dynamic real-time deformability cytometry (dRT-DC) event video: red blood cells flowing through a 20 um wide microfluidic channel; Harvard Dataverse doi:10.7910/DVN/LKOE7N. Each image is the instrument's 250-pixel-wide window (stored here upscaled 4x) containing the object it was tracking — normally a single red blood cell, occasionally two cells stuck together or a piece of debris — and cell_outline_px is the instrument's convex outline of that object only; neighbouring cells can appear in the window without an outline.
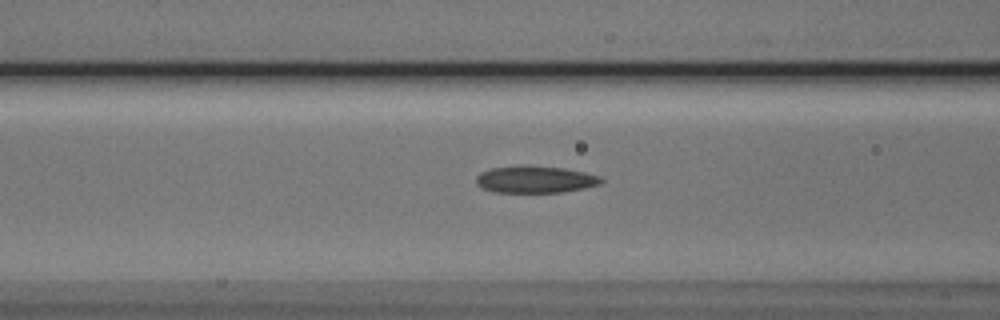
{"species": "Egyptian fruit bat (a non-hibernating species)", "species_latin": "Rousettus aegyptiacus", "temperature_condition": "cold", "stored_images_in_passage": 37, "camera_frame_rate_fps": 3000, "um_per_image_px": 0.085, "animal": {"sex": "male"}, "frame": {"image": 1, "passage_image": 5, "time_ms": 1.333, "image_size_px": [1000, 320], "cell_outline_px": [[604, 180], [600, 184], [584, 188], [560, 192], [492, 192], [476, 184], [476, 176], [480, 172], [492, 168], [520, 164], [564, 168], [584, 172], [600, 176]], "centroid_in_image_um": [45.47, 15.23], "position_along_channel_um": 121.1, "area_um2": 19.83}}
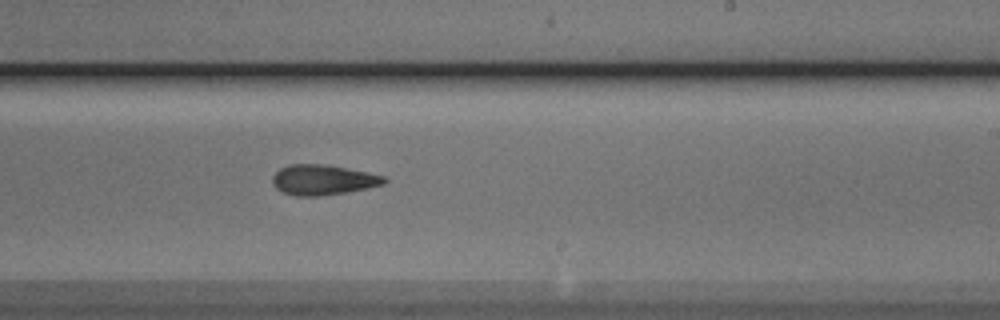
{"frame": {"image": 2, "passage_image": 16, "time_ms": 5.0, "image_size_px": [1000, 320], "cell_outline_px": [[388, 180], [384, 184], [368, 188], [320, 196], [296, 196], [284, 192], [276, 188], [272, 184], [272, 176], [280, 168], [288, 164], [324, 164], [368, 172], [384, 176]], "centroid_in_image_um": [27.44, 15.28], "position_along_channel_um": 261.6, "area_um2": 19.65}}
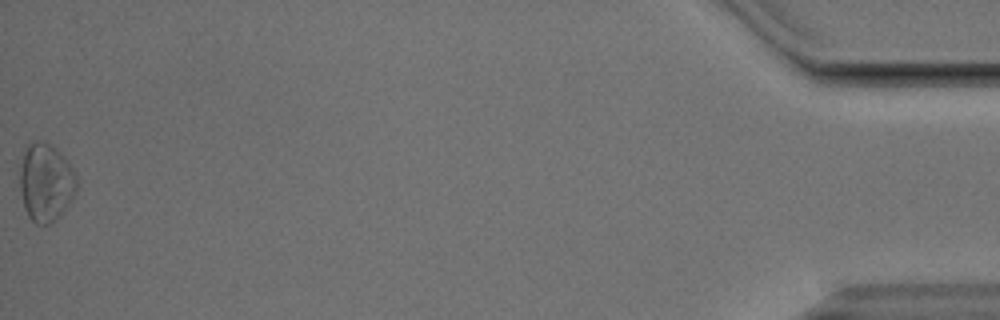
{"frame": {"image": 3, "passage_image": 37, "time_ms": 12.0, "image_size_px": [1000, 320], "cell_outline_px": [[76, 192], [68, 204], [48, 224], [36, 224], [28, 216], [24, 208], [20, 192], [20, 168], [24, 148], [32, 140], [44, 140], [56, 148], [72, 168], [76, 176]], "centroid_in_image_um": [3.85, 15.45], "position_along_channel_um": 431.3, "area_um2": 25.66}, "authors_computed_cell_mechanics": {"area_um2": 19.7098, "velocity_mm_per_s": 3.8364, "shape_relaxation_time_tau1_ms": 3.8533, "shape_relaxation_time_tau2_ms": 3.1647, "deformation_change_tau1": 0.1309, "deformation_change_tau2": 0.1158}}